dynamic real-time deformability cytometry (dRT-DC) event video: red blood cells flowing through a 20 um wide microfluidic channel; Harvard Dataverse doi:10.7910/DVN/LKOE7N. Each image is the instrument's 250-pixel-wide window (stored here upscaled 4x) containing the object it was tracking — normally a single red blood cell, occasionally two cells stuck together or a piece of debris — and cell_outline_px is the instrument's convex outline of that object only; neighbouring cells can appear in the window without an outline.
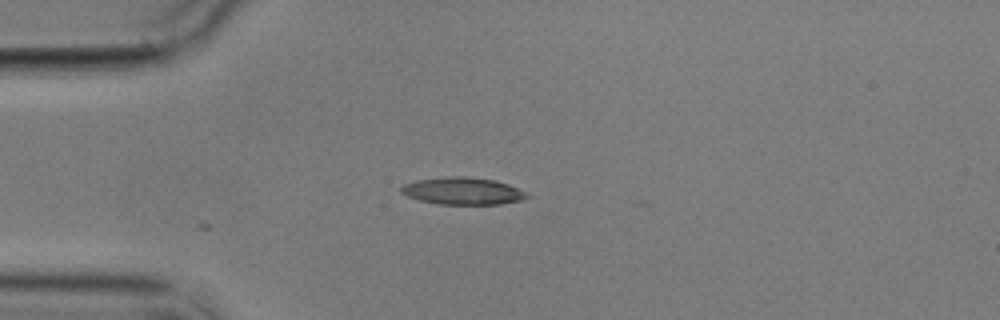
{"species": "common noctule bat (a hibernating species)", "species_latin": "Nyctalus noctula", "temperature_condition": "cold", "stored_images_in_passage": 3, "camera_frame_rate_fps": 3000, "um_per_image_px": 0.085, "animal": {"sex": "male", "body_mass_g": 17.9}, "frame": {"image": 1, "passage_image": 3, "time_ms": 2.333, "image_size_px": [1000, 320], "cell_outline_px": [[532, 196], [520, 200], [500, 204], [440, 204], [420, 200], [408, 196], [400, 192], [400, 188], [404, 184], [416, 180], [448, 176], [464, 176], [496, 180], [508, 184], [528, 192]], "centroid_in_image_um": [39.36, 16.23], "position_along_channel_um": 45.6, "area_um2": 20.0}}